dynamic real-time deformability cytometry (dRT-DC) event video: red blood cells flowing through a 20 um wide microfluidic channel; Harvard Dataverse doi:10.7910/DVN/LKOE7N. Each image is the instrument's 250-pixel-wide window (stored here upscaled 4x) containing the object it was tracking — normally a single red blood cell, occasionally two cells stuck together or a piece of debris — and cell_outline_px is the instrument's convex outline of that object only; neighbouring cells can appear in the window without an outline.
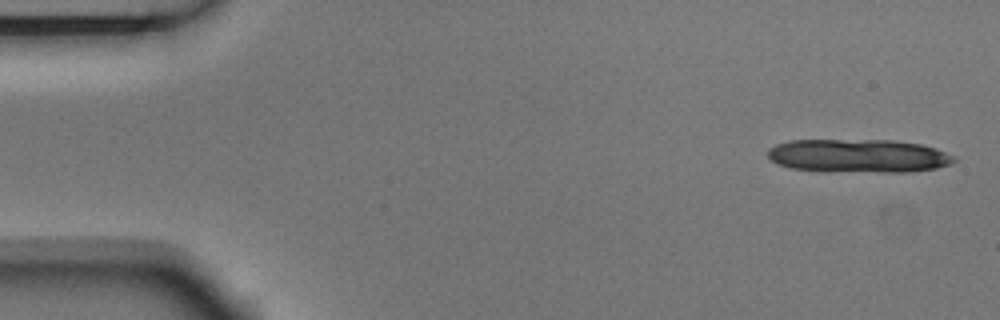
{"species": "Egyptian fruit bat (a non-hibernating species)", "species_latin": "Rousettus aegyptiacus", "temperature_condition": "room temperature", "stored_images_in_passage": 5, "segment_of_instrument_passage": [1, 2], "camera_frame_rate_fps": 3000, "um_per_image_px": 0.085, "animal": {"sex": "male"}, "frame": {"image": 1, "passage_image": 1, "time_ms": 0.0, "image_size_px": [1000, 320], "cell_outline_px": [[956, 160], [952, 164], [936, 168], [904, 172], [824, 172], [792, 168], [776, 164], [768, 156], [768, 148], [776, 144], [788, 140], [892, 140], [920, 144], [936, 148], [956, 156]], "centroid_in_image_um": [72.95, 13.25], "position_along_channel_um": 12.0, "area_um2": 36.82}}